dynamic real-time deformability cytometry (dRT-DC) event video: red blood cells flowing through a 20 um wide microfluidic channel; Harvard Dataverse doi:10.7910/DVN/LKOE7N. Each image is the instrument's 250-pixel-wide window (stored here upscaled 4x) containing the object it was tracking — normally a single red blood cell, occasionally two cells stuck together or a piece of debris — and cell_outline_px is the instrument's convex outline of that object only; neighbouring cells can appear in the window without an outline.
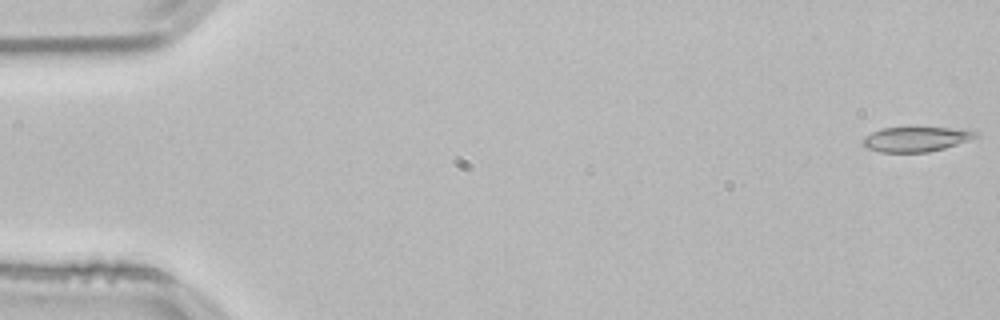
{"species": "common noctule bat (a hibernating species)", "species_latin": "Nyctalus noctula", "temperature_condition": "room temperature", "stored_images_in_passage": 53, "camera_frame_rate_fps": 3000, "um_per_image_px": 0.085, "animal": {"sex": "male", "body_mass_g": 21.5, "forearm_length_mm": 52.0}, "frame": {"image": 1, "passage_image": 1, "time_ms": 0.0, "image_size_px": [1000, 320], "cell_outline_px": [[980, 136], [944, 148], [928, 152], [880, 152], [868, 148], [864, 144], [864, 136], [872, 132], [884, 128], [948, 128], [976, 132]], "centroid_in_image_um": [77.83, 11.84], "position_along_channel_um": 7.2, "area_um2": 15.84}}
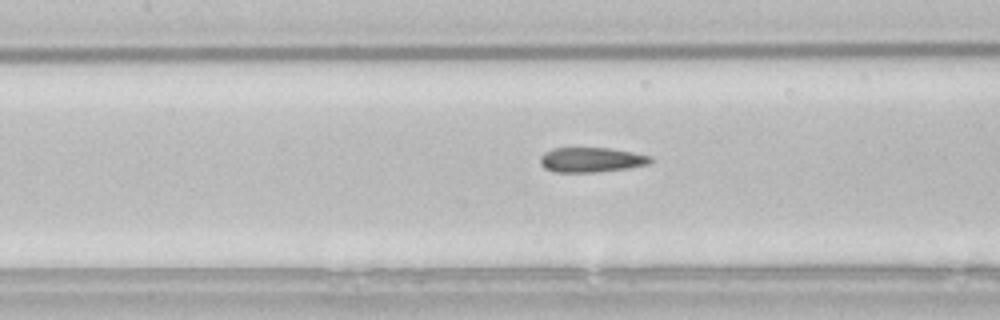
{"frame": {"image": 2, "passage_image": 24, "time_ms": 7.667, "image_size_px": [1000, 320], "cell_outline_px": [[652, 160], [648, 164], [628, 168], [596, 172], [552, 172], [544, 168], [540, 164], [540, 156], [544, 152], [552, 148], [608, 148], [632, 152], [648, 156]], "centroid_in_image_um": [50.18, 13.59], "position_along_channel_um": 157.2, "area_um2": 15.9}}
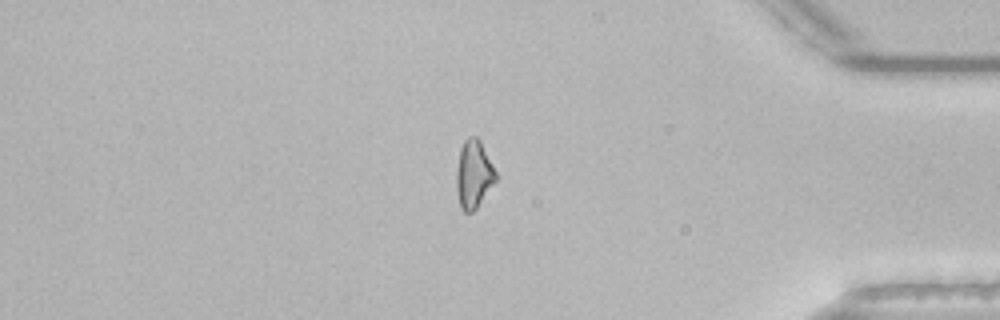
{"frame": {"image": 3, "passage_image": 45, "time_ms": 14.667, "image_size_px": [1000, 320], "cell_outline_px": [[496, 180], [476, 208], [472, 212], [464, 212], [460, 208], [456, 188], [456, 172], [460, 148], [464, 140], [468, 136], [476, 136], [480, 140], [496, 172]], "centroid_in_image_um": [40.24, 14.8], "position_along_channel_um": 395.0, "area_um2": 15.49}, "authors_computed_cell_mechanics": {"area_um2": 16.1262, "velocity_mm_per_s": 3.8439, "shape_relaxation_time_tau1_ms": null, "shape_relaxation_time_tau2_ms": 3.6857, "deformation_change_tau1": null, "deformation_change_tau2": 0.1054}}